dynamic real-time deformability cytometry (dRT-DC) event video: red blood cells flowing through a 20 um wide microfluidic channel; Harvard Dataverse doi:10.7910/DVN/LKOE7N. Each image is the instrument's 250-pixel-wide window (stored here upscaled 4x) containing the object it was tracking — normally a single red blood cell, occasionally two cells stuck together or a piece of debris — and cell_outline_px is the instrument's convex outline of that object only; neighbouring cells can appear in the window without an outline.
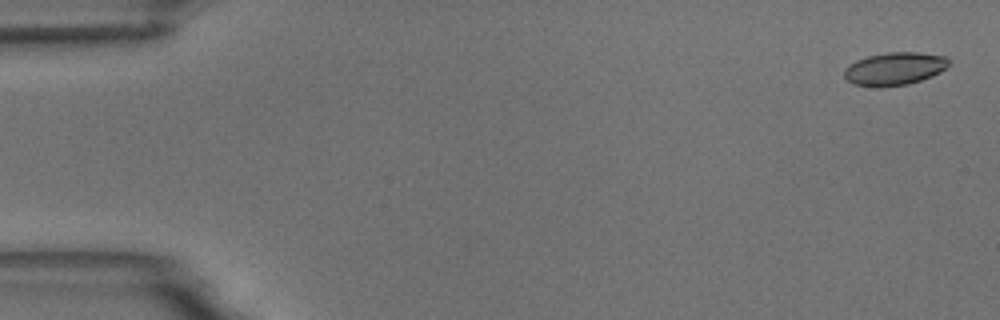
{"species": "common noctule bat (a hibernating species)", "species_latin": "Nyctalus noctula", "temperature_condition": "room temperature", "stored_images_in_passage": 6, "camera_frame_rate_fps": 3000, "um_per_image_px": 0.085, "animal": {"sex": "male", "body_mass_g": 18.8}, "frame": {"image": 1, "passage_image": 2, "time_ms": 0.333, "image_size_px": [1000, 320], "cell_outline_px": [[948, 68], [932, 76], [908, 84], [880, 88], [852, 84], [844, 76], [844, 68], [856, 60], [868, 56], [888, 52], [920, 52], [948, 56]], "centroid_in_image_um": [76.04, 5.84], "position_along_channel_um": 9.0, "area_um2": 20.29}}